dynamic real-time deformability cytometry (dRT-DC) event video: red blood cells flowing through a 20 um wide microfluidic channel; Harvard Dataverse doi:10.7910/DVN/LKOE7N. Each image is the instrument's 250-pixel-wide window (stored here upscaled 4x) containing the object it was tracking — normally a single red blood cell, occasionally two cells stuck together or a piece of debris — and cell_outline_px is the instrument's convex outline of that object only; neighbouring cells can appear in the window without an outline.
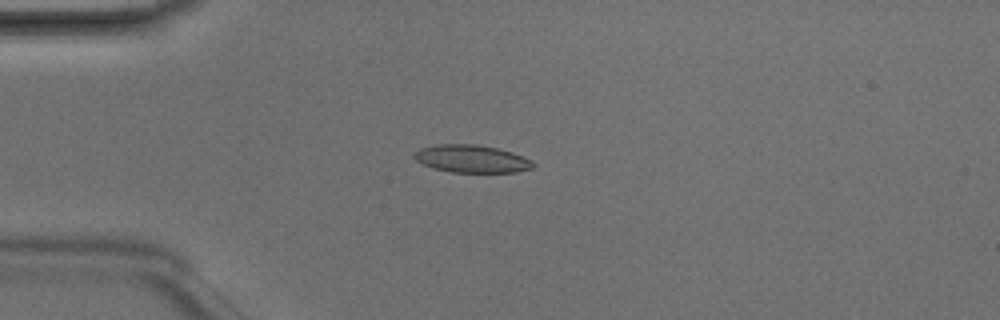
{"species": "Egyptian fruit bat (a non-hibernating species)", "species_latin": "Rousettus aegyptiacus", "temperature_condition": "room temperature", "stored_images_in_passage": 3, "camera_frame_rate_fps": 3000, "um_per_image_px": 0.085, "animal": {"sex": "male"}, "frame": {"image": 1, "passage_image": 3, "time_ms": 0.667, "image_size_px": [1000, 320], "cell_outline_px": [[536, 164], [532, 168], [516, 172], [452, 172], [432, 168], [416, 160], [412, 156], [420, 148], [436, 144], [476, 144], [496, 148], [512, 152], [532, 160]], "centroid_in_image_um": [40.09, 13.49], "position_along_channel_um": 44.9, "area_um2": 19.13}}